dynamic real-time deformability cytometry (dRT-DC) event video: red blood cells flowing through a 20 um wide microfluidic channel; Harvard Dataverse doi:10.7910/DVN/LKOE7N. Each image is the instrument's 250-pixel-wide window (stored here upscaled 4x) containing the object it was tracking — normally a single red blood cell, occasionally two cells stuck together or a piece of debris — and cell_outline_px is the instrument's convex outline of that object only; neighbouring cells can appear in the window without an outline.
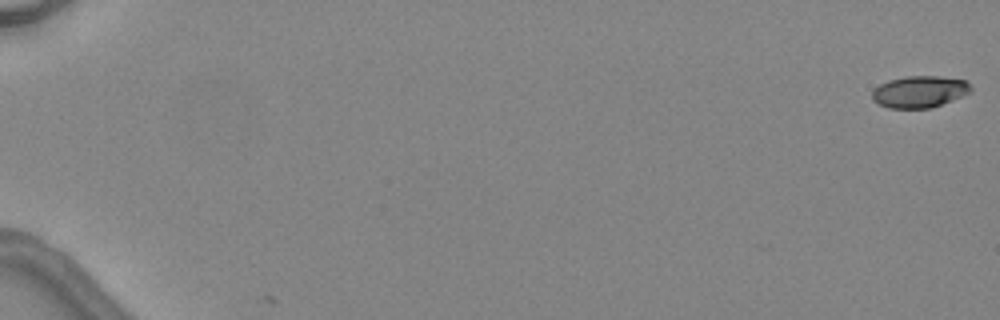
{"species": "common noctule bat (a hibernating species)", "species_latin": "Nyctalus noctula", "temperature_condition": "warm", "stored_images_in_passage": 6, "camera_frame_rate_fps": 3000, "um_per_image_px": 0.085, "animal": {"sex": "female", "body_mass_g": 24.6, "forearm_length_mm": 56.2}, "frame": {"image": 1, "passage_image": 1, "time_ms": 0.0, "image_size_px": [1000, 320], "cell_outline_px": [[972, 92], [932, 108], [888, 108], [872, 100], [872, 92], [880, 84], [888, 80], [904, 76], [940, 76], [964, 80], [972, 88]], "centroid_in_image_um": [78.16, 7.79], "position_along_channel_um": 6.8, "area_um2": 18.26}}
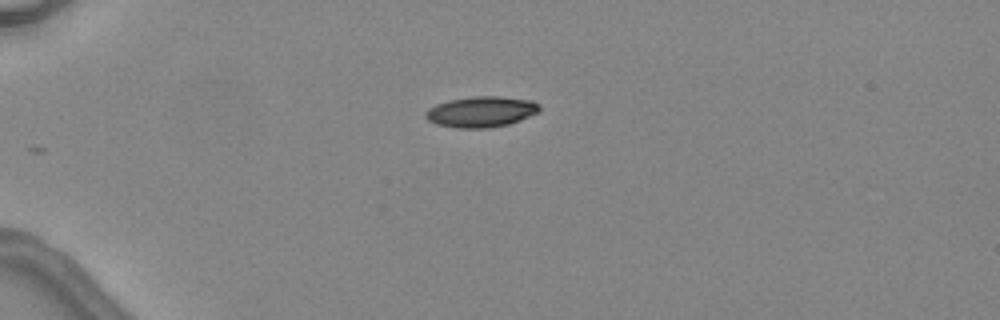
{"frame": {"image": 2, "passage_image": 5, "time_ms": 4.667, "image_size_px": [1000, 320], "cell_outline_px": [[540, 112], [520, 120], [508, 124], [488, 128], [456, 128], [436, 124], [428, 120], [424, 116], [424, 112], [428, 108], [436, 104], [448, 100], [472, 96], [500, 96], [532, 100], [540, 104]], "centroid_in_image_um": [40.9, 9.49], "position_along_channel_um": 44.1, "area_um2": 20.69}}